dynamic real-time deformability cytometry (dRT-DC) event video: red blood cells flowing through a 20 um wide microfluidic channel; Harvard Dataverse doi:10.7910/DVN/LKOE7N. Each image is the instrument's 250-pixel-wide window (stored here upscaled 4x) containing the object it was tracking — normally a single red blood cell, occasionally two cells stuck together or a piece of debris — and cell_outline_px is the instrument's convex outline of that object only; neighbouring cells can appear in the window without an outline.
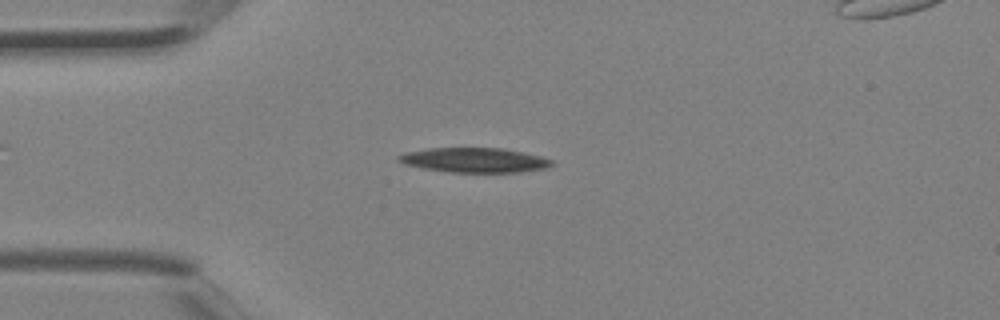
{"species": "Egyptian fruit bat (a non-hibernating species)", "species_latin": "Rousettus aegyptiacus", "temperature_condition": "room temperature", "stored_images_in_passage": 2, "camera_frame_rate_fps": 3000, "um_per_image_px": 0.085, "animal": {"sex": "female"}, "frame": {"image": 1, "passage_image": 2, "time_ms": 0.333, "image_size_px": [1000, 320], "cell_outline_px": [[552, 164], [548, 168], [520, 172], [448, 172], [420, 168], [404, 164], [396, 160], [396, 156], [408, 152], [428, 148], [504, 148], [540, 156], [552, 160]], "centroid_in_image_um": [40.29, 13.61], "position_along_channel_um": 44.7, "area_um2": 22.08}}